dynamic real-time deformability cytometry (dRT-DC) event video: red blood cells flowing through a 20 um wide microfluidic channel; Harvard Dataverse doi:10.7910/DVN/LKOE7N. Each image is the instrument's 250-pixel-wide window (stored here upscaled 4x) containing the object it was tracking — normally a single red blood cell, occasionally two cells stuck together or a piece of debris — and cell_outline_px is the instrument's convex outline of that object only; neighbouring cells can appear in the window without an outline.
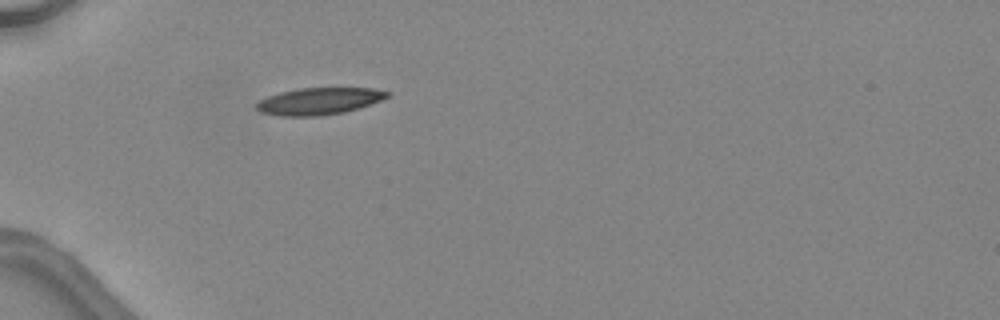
{"species": "common noctule bat (a hibernating species)", "species_latin": "Nyctalus noctula", "temperature_condition": "warm", "stored_images_in_passage": 5, "camera_frame_rate_fps": 3000, "um_per_image_px": 0.085, "animal": {"sex": "female", "body_mass_g": 24.6, "forearm_length_mm": 56.2}, "frame": {"image": 1, "passage_image": 1, "time_ms": 0.0, "image_size_px": [1000, 320], "cell_outline_px": [[392, 92], [388, 96], [380, 100], [360, 108], [344, 112], [320, 116], [280, 116], [260, 112], [256, 108], [256, 104], [260, 100], [268, 96], [280, 92], [300, 88], [372, 88]], "centroid_in_image_um": [27.12, 8.6], "position_along_channel_um": 57.9, "area_um2": 20.52}}